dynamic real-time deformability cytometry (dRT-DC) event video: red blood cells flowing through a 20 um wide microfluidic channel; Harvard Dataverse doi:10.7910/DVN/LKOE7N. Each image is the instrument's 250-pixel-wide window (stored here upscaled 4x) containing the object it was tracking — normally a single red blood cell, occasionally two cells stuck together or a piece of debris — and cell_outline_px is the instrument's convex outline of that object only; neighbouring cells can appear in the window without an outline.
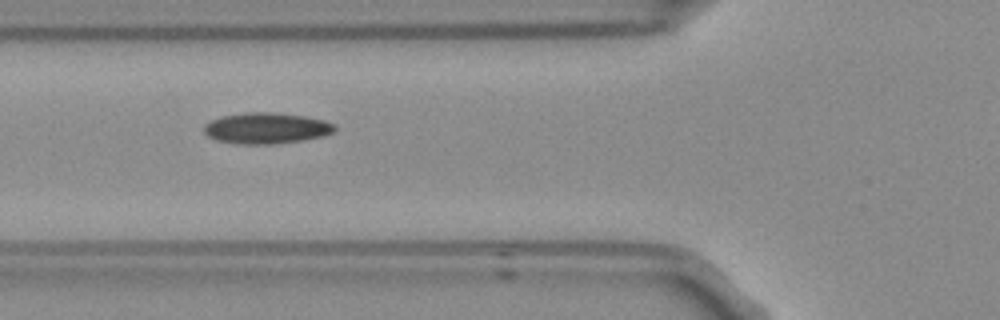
{"species": "Egyptian fruit bat (a non-hibernating species)", "species_latin": "Rousettus aegyptiacus", "temperature_condition": "room temperature", "stored_images_in_passage": 7, "camera_frame_rate_fps": 3000, "um_per_image_px": 0.085, "frame": {"image": 1, "passage_image": 3, "time_ms": 0.667, "image_size_px": [1000, 320], "cell_outline_px": [[336, 128], [332, 132], [324, 136], [304, 140], [272, 144], [236, 144], [216, 140], [208, 136], [204, 132], [204, 124], [220, 116], [244, 112], [272, 112], [304, 116], [324, 120], [336, 124]], "centroid_in_image_um": [22.63, 10.89], "position_along_channel_um": 103.2, "area_um2": 23.81}}
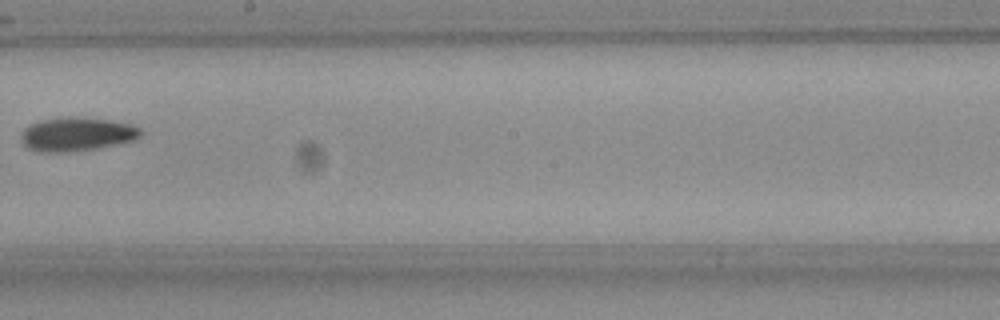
{"frame": {"image": 2, "passage_image": 6, "time_ms": 1.667, "image_size_px": [1000, 320], "cell_outline_px": [[144, 132], [140, 136], [132, 140], [92, 148], [64, 152], [40, 152], [28, 148], [24, 144], [20, 136], [24, 128], [40, 120], [68, 116], [84, 116], [112, 120], [132, 124], [140, 128]], "centroid_in_image_um": [6.52, 11.37], "position_along_channel_um": 241.7, "area_um2": 23.47}}
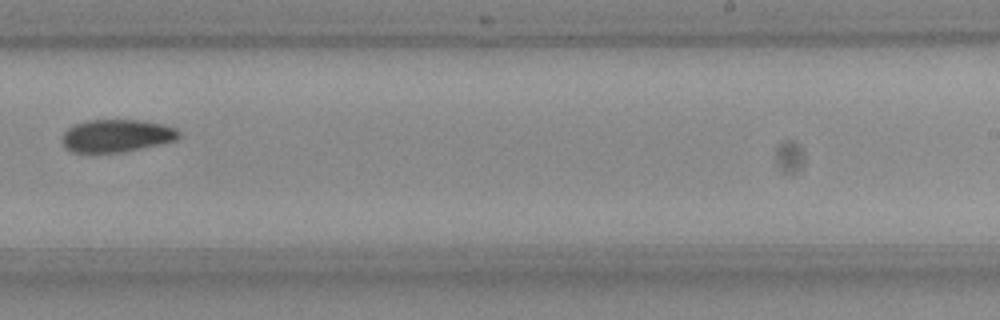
{"frame": {"image": 3, "passage_image": 7, "time_ms": 2.0, "image_size_px": [1000, 320], "cell_outline_px": [[180, 136], [176, 140], [160, 144], [124, 152], [88, 156], [72, 152], [64, 144], [60, 136], [68, 128], [76, 124], [88, 120], [140, 120], [164, 124], [176, 128], [180, 132]], "centroid_in_image_um": [9.87, 11.58], "position_along_channel_um": 279.1, "area_um2": 22.95}}